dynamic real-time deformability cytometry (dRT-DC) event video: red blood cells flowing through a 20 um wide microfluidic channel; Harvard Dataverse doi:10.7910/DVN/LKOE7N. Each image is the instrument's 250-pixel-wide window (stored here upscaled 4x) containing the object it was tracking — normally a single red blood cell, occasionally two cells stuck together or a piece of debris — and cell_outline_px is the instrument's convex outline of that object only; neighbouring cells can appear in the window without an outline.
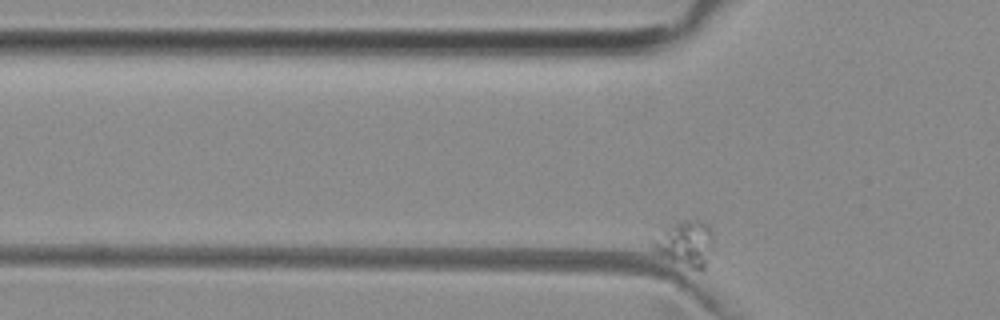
{"species": "common noctule bat (a hibernating species)", "species_latin": "Nyctalus noctula", "temperature_condition": "room temperature", "stored_images_in_passage": 41, "camera_frame_rate_fps": 3000, "um_per_image_px": 0.085, "animal": {"sex": "female", "body_mass_g": 29.2, "forearm_length_mm": 56.3}, "frame": {"image": 1, "passage_image": 4, "time_ms": 1.0, "image_size_px": [1000, 320], "cell_outline_px": [[712, 248], [704, 272], [692, 268], [660, 256], [652, 252], [652, 240], [664, 228], [680, 220], [704, 220], [708, 224], [712, 232]], "centroid_in_image_um": [58.26, 20.69], "position_along_channel_um": 67.5, "area_um2": 16.36}}
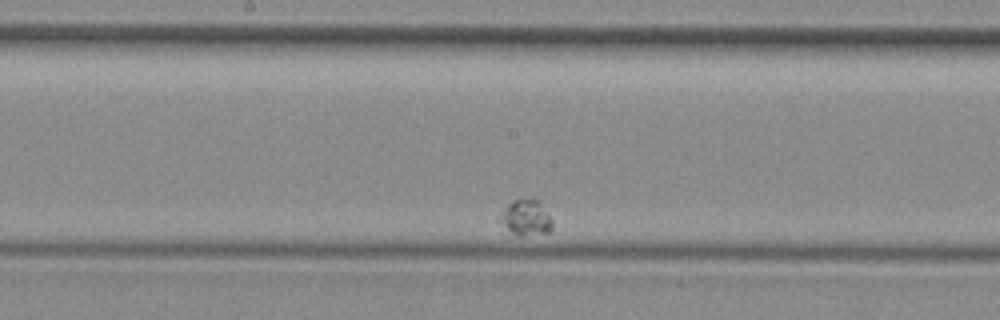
{"frame": {"image": 2, "passage_image": 21, "time_ms": 6.667, "image_size_px": [1000, 320], "cell_outline_px": [[552, 232], [520, 236], [512, 232], [496, 220], [500, 212], [512, 200], [540, 200], [552, 220]], "centroid_in_image_um": [44.69, 18.51], "position_along_channel_um": 203.5, "area_um2": 10.98}}
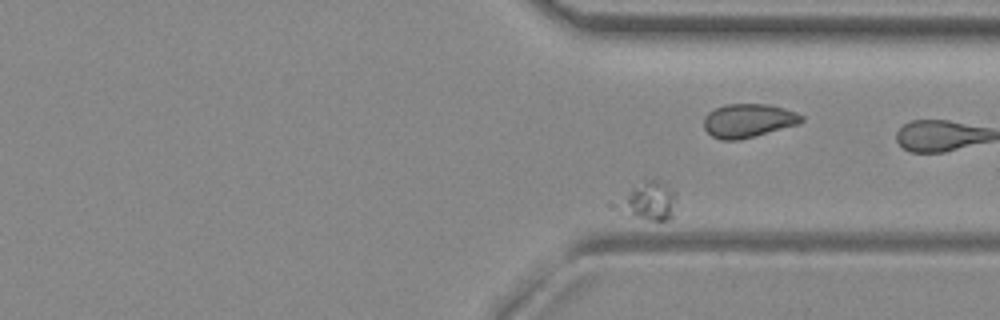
{"frame": {"image": 3, "passage_image": 38, "time_ms": 12.333, "image_size_px": [1000, 320], "cell_outline_px": [[676, 200], [672, 216], [668, 220], [648, 220], [628, 216], [608, 208], [608, 200], [644, 180], [660, 180], [672, 188], [676, 192]], "centroid_in_image_um": [54.91, 17.09], "position_along_channel_um": 356.5, "area_um2": 14.57}}